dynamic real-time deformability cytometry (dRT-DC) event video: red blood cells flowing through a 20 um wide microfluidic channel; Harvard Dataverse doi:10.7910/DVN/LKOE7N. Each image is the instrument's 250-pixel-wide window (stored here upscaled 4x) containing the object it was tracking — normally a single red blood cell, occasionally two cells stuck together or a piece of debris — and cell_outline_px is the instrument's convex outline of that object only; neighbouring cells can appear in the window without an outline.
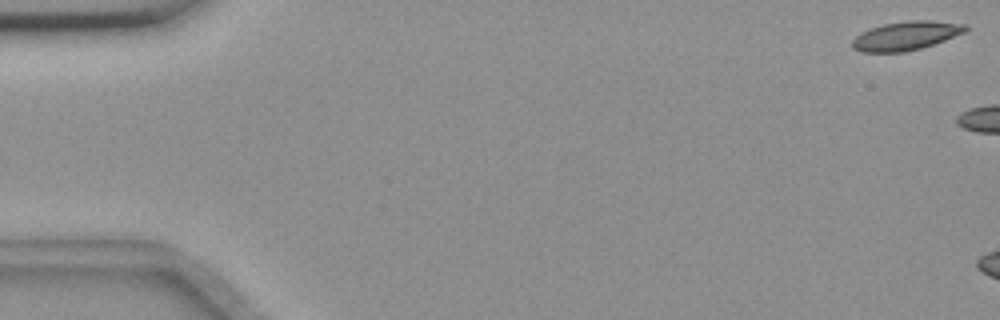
{"species": "common noctule bat (a hibernating species)", "species_latin": "Nyctalus noctula", "temperature_condition": "room temperature", "stored_images_in_passage": 6, "camera_frame_rate_fps": 3000, "um_per_image_px": 0.085, "animal": {"sex": "female", "body_mass_g": 18.4}, "frame": {"image": 1, "passage_image": 1, "time_ms": 0.0, "image_size_px": [1000, 320], "cell_outline_px": [[968, 28], [964, 32], [944, 40], [920, 48], [904, 52], [860, 52], [852, 48], [852, 40], [860, 32], [884, 24], [908, 20], [928, 20], [968, 24]], "centroid_in_image_um": [76.99, 3.04], "position_along_channel_um": 8.0, "area_um2": 18.9}}